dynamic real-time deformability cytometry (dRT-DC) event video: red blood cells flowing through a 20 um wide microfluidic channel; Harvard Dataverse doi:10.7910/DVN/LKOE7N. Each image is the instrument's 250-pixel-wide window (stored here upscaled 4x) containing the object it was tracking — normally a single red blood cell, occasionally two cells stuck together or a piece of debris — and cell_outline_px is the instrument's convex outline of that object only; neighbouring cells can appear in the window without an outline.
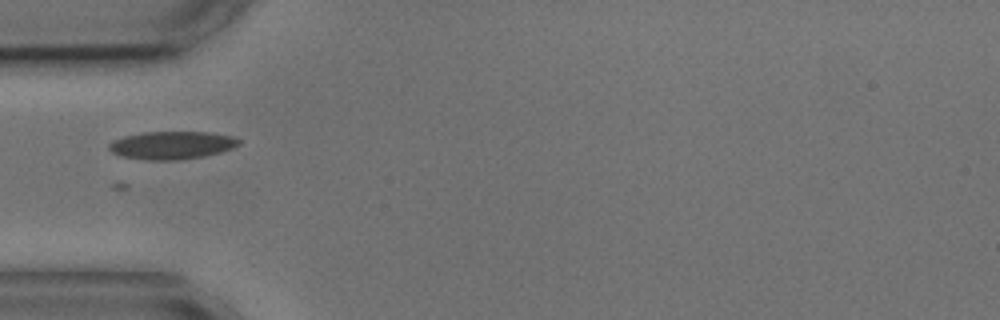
{"species": "common noctule bat (a hibernating species)", "species_latin": "Nyctalus noctula", "temperature_condition": "cold", "stored_images_in_passage": 7, "camera_frame_rate_fps": 3000, "um_per_image_px": 0.085, "animal": {"sex": "male", "body_mass_g": 17.9, "forearm_length_mm": 54.2}, "frame": {"image": 1, "passage_image": 6, "time_ms": 6.0, "image_size_px": [1000, 320], "cell_outline_px": [[240, 144], [232, 148], [220, 152], [204, 156], [176, 160], [148, 160], [120, 156], [112, 152], [108, 148], [108, 144], [124, 136], [144, 132], [212, 132], [236, 136], [240, 140]], "centroid_in_image_um": [14.64, 12.34], "position_along_channel_um": 70.4, "area_um2": 21.15}}